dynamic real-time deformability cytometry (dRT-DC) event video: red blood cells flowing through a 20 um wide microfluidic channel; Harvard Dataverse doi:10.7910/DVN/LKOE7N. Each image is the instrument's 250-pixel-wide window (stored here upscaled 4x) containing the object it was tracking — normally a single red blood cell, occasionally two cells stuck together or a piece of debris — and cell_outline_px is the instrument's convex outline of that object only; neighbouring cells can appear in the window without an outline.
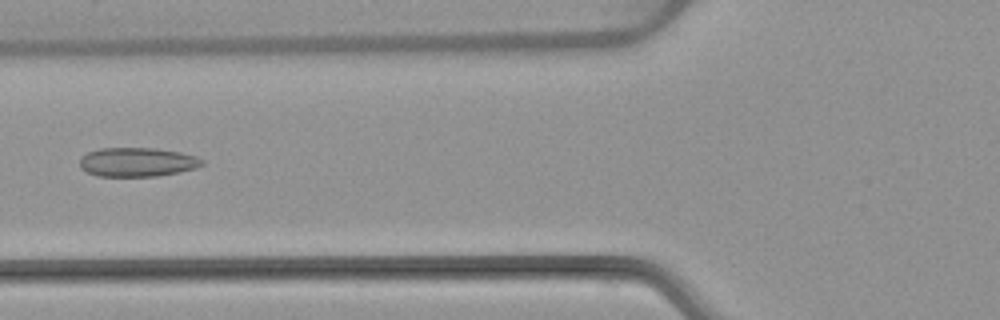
{"species": "common noctule bat (a hibernating species)", "species_latin": "Nyctalus noctula", "temperature_condition": "warm", "stored_images_in_passage": 7, "camera_frame_rate_fps": 3000, "um_per_image_px": 0.085, "animal": {"sex": "female", "body_mass_g": 22.7, "forearm_length_mm": 54.2}, "frame": {"image": 1, "passage_image": 6, "time_ms": 6.0, "image_size_px": [1000, 320], "cell_outline_px": [[204, 164], [196, 168], [180, 172], [160, 176], [96, 176], [80, 168], [80, 156], [88, 152], [100, 148], [156, 148], [180, 152], [196, 156], [204, 160]], "centroid_in_image_um": [11.68, 13.78], "position_along_channel_um": 114.1, "area_um2": 20.92}}
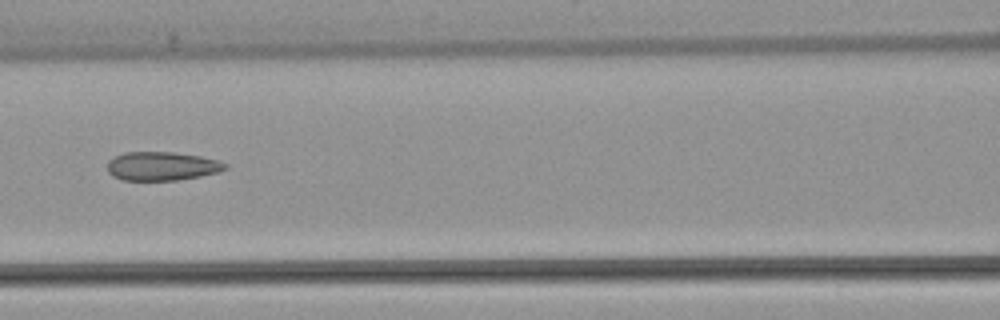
{"frame": {"image": 2, "passage_image": 7, "time_ms": 7.0, "image_size_px": [1000, 320], "cell_outline_px": [[228, 168], [220, 172], [200, 176], [176, 180], [120, 180], [112, 176], [108, 172], [108, 160], [124, 152], [172, 152], [200, 156], [216, 160], [228, 164]], "centroid_in_image_um": [13.76, 14.12], "position_along_channel_um": 152.8, "area_um2": 19.77}}